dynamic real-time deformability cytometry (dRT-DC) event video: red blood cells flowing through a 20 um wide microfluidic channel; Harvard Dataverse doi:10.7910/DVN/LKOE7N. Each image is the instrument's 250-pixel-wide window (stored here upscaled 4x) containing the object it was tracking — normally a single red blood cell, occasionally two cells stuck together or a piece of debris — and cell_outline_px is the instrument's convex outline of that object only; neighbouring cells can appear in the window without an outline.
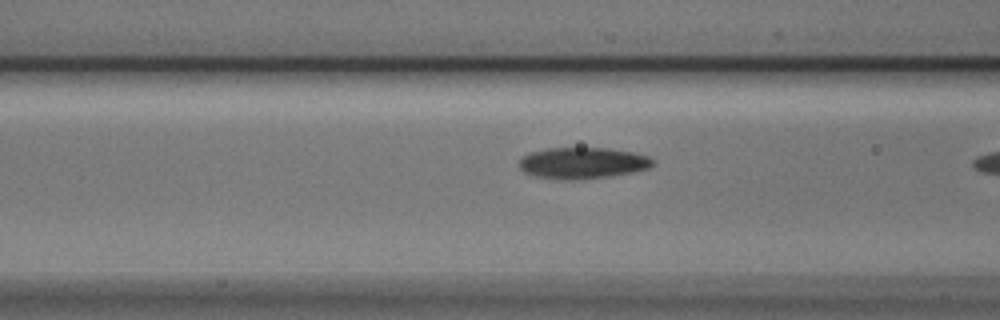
{"species": "Egyptian fruit bat (a non-hibernating species)", "species_latin": "Rousettus aegyptiacus", "temperature_condition": "cold", "stored_images_in_passage": 11, "camera_frame_rate_fps": 3000, "um_per_image_px": 0.085, "animal": {"sex": "male"}, "frame": {"image": 1, "passage_image": 10, "time_ms": 3.0, "image_size_px": [1000, 320], "cell_outline_px": [[652, 164], [648, 168], [632, 172], [612, 176], [580, 180], [556, 180], [532, 176], [524, 172], [520, 168], [520, 156], [528, 152], [544, 148], [604, 148], [632, 152], [648, 156], [652, 160]], "centroid_in_image_um": [49.43, 13.87], "position_along_channel_um": 117.2, "area_um2": 24.68}}